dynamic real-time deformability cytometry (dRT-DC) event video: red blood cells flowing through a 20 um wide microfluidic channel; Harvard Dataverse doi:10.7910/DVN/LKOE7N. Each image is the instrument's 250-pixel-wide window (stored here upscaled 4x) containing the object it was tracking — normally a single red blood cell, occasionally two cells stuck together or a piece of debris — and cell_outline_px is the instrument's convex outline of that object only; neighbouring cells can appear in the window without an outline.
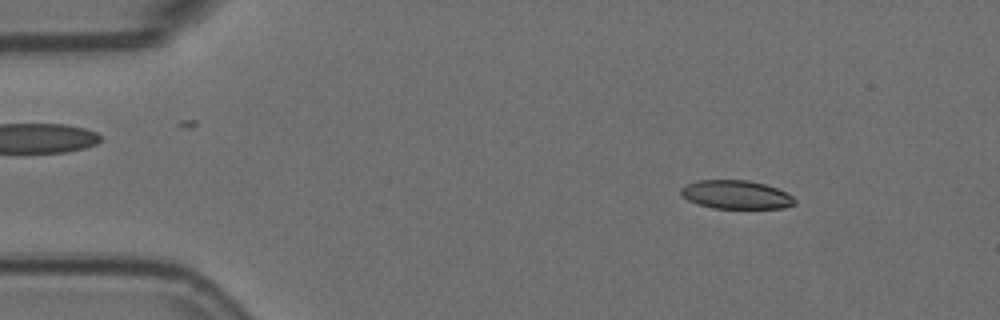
{"species": "Egyptian fruit bat (a non-hibernating species)", "species_latin": "Rousettus aegyptiacus", "temperature_condition": "room temperature", "stored_images_in_passage": 56, "camera_frame_rate_fps": 3000, "um_per_image_px": 0.085, "animal": {"sex": "female"}, "frame": {"image": 1, "passage_image": 7, "time_ms": 2.0, "image_size_px": [1000, 320], "cell_outline_px": [[796, 204], [784, 208], [712, 208], [688, 200], [680, 192], [680, 188], [684, 184], [696, 180], [748, 180], [764, 184], [776, 188], [792, 196], [796, 200]], "centroid_in_image_um": [62.55, 16.54], "position_along_channel_um": 22.5, "area_um2": 18.9}}
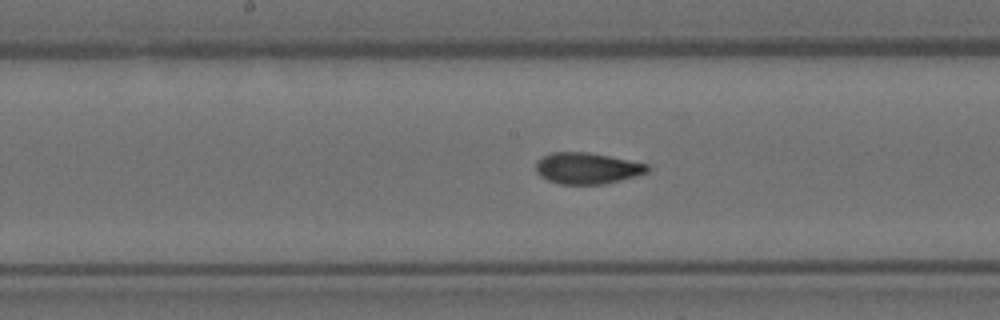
{"frame": {"image": 2, "passage_image": 28, "time_ms": 9.0, "image_size_px": [1000, 320], "cell_outline_px": [[648, 172], [640, 176], [604, 184], [560, 184], [548, 180], [540, 176], [536, 172], [536, 160], [552, 152], [588, 152], [648, 164]], "centroid_in_image_um": [49.91, 14.31], "position_along_channel_um": 198.3, "area_um2": 20.4}}
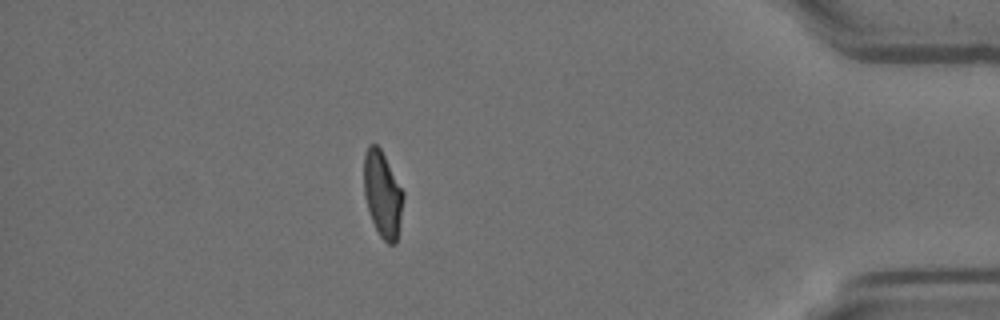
{"frame": {"image": 3, "passage_image": 49, "time_ms": 16.0, "image_size_px": [1000, 320], "cell_outline_px": [[404, 196], [396, 244], [388, 244], [380, 236], [372, 220], [364, 196], [364, 152], [368, 144], [376, 144], [380, 148], [404, 192]], "centroid_in_image_um": [32.51, 16.49], "position_along_channel_um": 402.7, "area_um2": 19.59}, "authors_computed_cell_mechanics": {"area_um2": 20.3167, "velocity_mm_per_s": 3.5827, "shape_relaxation_time_tau1_ms": 6.9054, "shape_relaxation_time_tau2_ms": 1.4868, "deformation_change_tau1": 0.1906, "deformation_change_tau2": 0.0498}}